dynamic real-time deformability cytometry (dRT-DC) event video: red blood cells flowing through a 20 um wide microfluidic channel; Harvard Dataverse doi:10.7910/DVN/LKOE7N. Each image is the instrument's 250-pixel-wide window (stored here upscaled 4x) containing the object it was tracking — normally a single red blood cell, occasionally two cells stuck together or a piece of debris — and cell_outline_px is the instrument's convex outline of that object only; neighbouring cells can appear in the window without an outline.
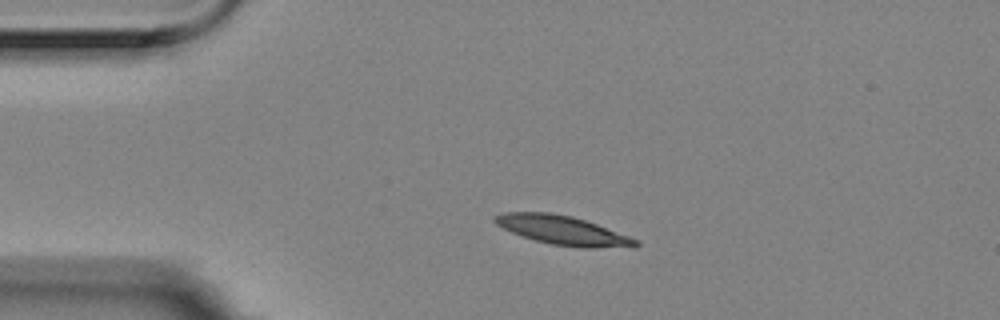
{"species": "Egyptian fruit bat (a non-hibernating species)", "species_latin": "Rousettus aegyptiacus", "temperature_condition": "room temperature", "stored_images_in_passage": 4, "camera_frame_rate_fps": 3000, "um_per_image_px": 0.085, "animal": {"sex": "female"}, "frame": {"image": 1, "passage_image": 2, "time_ms": 0.333, "image_size_px": [1000, 320], "cell_outline_px": [[640, 244], [636, 248], [580, 248], [552, 244], [536, 240], [512, 232], [496, 224], [492, 220], [496, 216], [504, 212], [552, 212], [572, 216], [596, 224], [640, 240]], "centroid_in_image_um": [47.92, 19.59], "position_along_channel_um": 37.1, "area_um2": 23.87}}
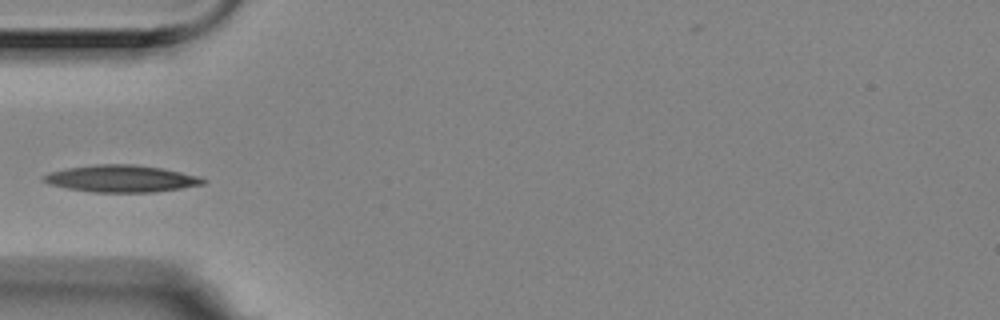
{"frame": {"image": 2, "passage_image": 4, "time_ms": 1.0, "image_size_px": [1000, 320], "cell_outline_px": [[208, 180], [204, 184], [156, 192], [92, 192], [68, 188], [48, 184], [40, 180], [40, 176], [48, 172], [68, 168], [96, 164], [132, 164], [160, 168], [200, 176]], "centroid_in_image_um": [10.27, 15.18], "position_along_channel_um": 74.7, "area_um2": 25.14}}